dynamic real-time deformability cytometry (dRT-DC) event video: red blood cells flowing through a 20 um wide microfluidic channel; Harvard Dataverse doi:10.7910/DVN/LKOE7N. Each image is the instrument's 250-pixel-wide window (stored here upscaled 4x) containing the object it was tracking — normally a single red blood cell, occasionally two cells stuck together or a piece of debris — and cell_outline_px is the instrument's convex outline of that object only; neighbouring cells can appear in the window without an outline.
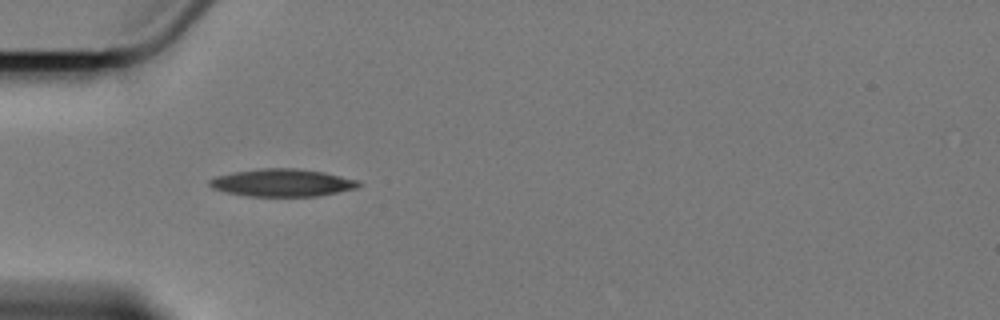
{"species": "Egyptian fruit bat (a non-hibernating species)", "species_latin": "Rousettus aegyptiacus", "temperature_condition": "cold", "stored_images_in_passage": 7, "camera_frame_rate_fps": 3000, "um_per_image_px": 0.085, "animal": {"sex": "female"}, "frame": {"image": 1, "passage_image": 5, "time_ms": 4.667, "image_size_px": [1000, 320], "cell_outline_px": [[360, 184], [356, 188], [316, 196], [248, 196], [224, 192], [212, 188], [208, 184], [208, 180], [216, 176], [232, 172], [260, 168], [296, 168], [324, 172], [360, 180]], "centroid_in_image_um": [23.95, 15.52], "position_along_channel_um": 61.0, "area_um2": 23.99}}
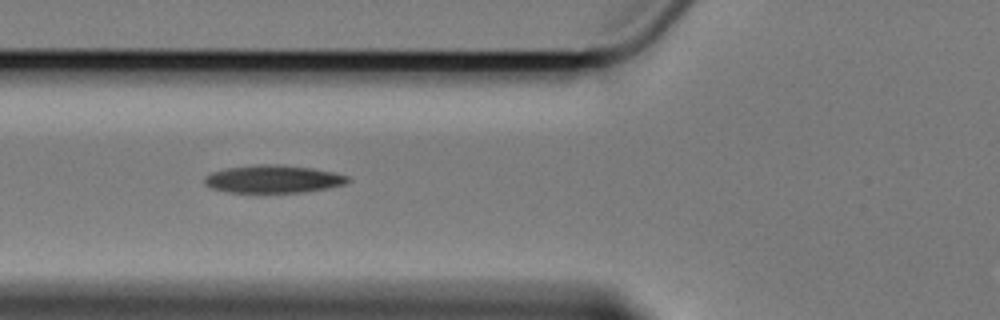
{"frame": {"image": 2, "passage_image": 6, "time_ms": 6.0, "image_size_px": [1000, 320], "cell_outline_px": [[352, 180], [344, 184], [304, 192], [228, 192], [212, 188], [204, 184], [204, 176], [212, 172], [228, 168], [260, 164], [280, 164], [312, 168], [336, 172], [348, 176]], "centroid_in_image_um": [23.23, 15.21], "position_along_channel_um": 102.6, "area_um2": 23.12}}
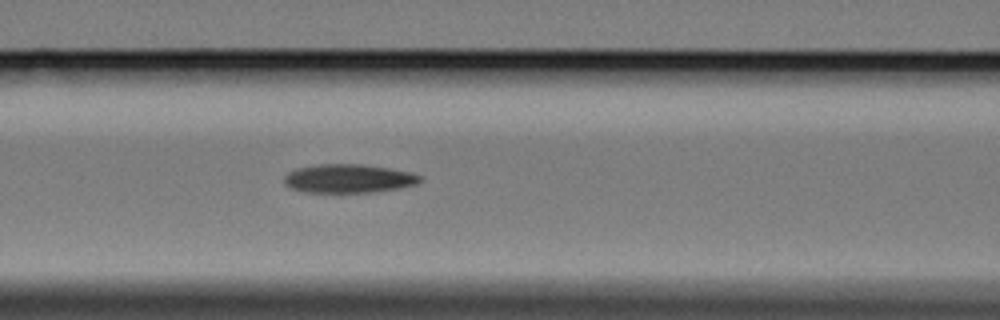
{"frame": {"image": 3, "passage_image": 7, "time_ms": 7.0, "image_size_px": [1000, 320], "cell_outline_px": [[424, 180], [416, 184], [400, 188], [372, 192], [308, 192], [292, 188], [284, 184], [284, 176], [288, 172], [300, 168], [320, 164], [360, 164], [388, 168], [412, 172], [424, 176]], "centroid_in_image_um": [29.7, 15.17], "position_along_channel_um": 136.9, "area_um2": 22.66}}